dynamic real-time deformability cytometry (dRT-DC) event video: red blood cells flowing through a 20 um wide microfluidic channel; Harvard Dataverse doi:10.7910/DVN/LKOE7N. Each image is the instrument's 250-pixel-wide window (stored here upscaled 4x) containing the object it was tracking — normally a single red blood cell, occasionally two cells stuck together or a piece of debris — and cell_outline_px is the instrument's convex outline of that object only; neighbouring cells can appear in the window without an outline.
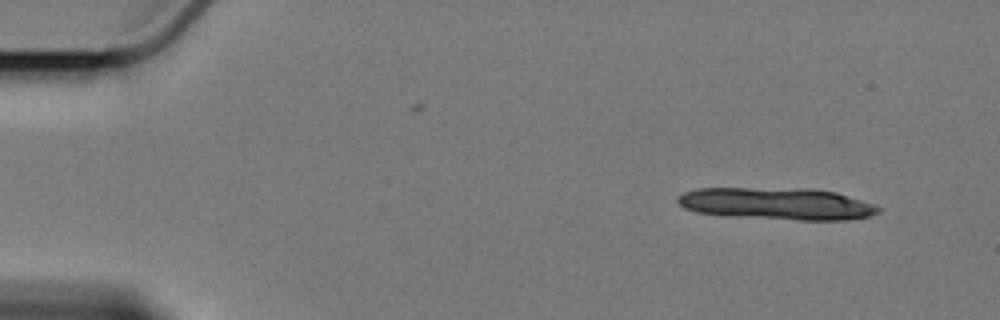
{"species": "Egyptian fruit bat (a non-hibernating species)", "species_latin": "Rousettus aegyptiacus", "temperature_condition": "cold", "stored_images_in_passage": 6, "camera_frame_rate_fps": 3000, "um_per_image_px": 0.085, "animal": {"sex": "female"}, "frame": {"image": 1, "passage_image": 1, "time_ms": 0.0, "image_size_px": [1000, 320], "cell_outline_px": [[880, 212], [872, 216], [844, 220], [800, 220], [724, 216], [696, 212], [684, 208], [676, 200], [676, 196], [684, 192], [700, 188], [804, 188], [836, 192], [872, 204], [880, 208]], "centroid_in_image_um": [65.99, 17.32], "position_along_channel_um": 19.0, "area_um2": 37.63}}
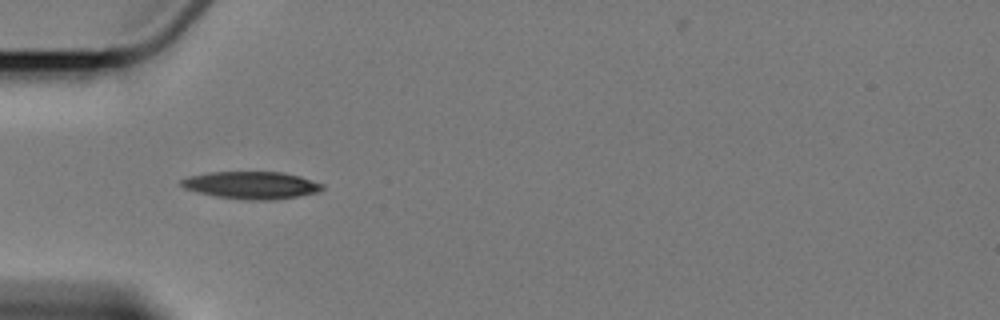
{"frame": {"image": 2, "passage_image": 5, "time_ms": 4.667, "image_size_px": [1000, 320], "cell_outline_px": [[324, 188], [320, 192], [272, 200], [248, 200], [216, 196], [196, 192], [184, 188], [180, 184], [180, 180], [188, 176], [208, 172], [284, 172], [300, 176], [324, 184]], "centroid_in_image_um": [21.37, 15.73], "position_along_channel_um": 63.6, "area_um2": 22.6}}
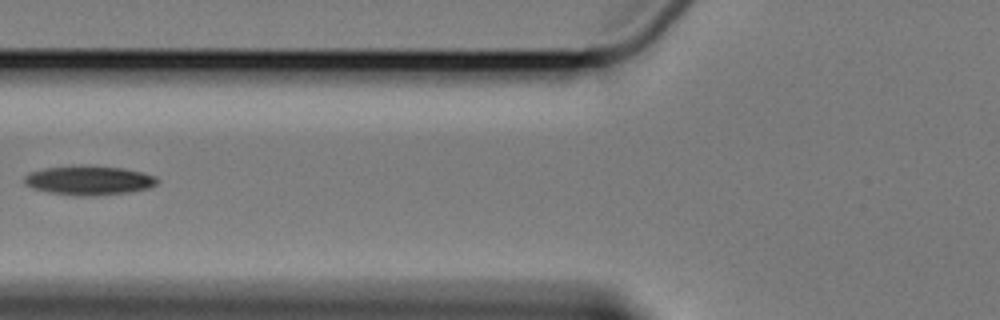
{"frame": {"image": 3, "passage_image": 6, "time_ms": 6.333, "image_size_px": [1000, 320], "cell_outline_px": [[160, 180], [156, 184], [148, 188], [132, 192], [96, 196], [72, 196], [48, 192], [32, 188], [24, 184], [24, 176], [32, 172], [44, 168], [120, 168], [144, 172], [156, 176]], "centroid_in_image_um": [7.6, 15.39], "position_along_channel_um": 118.2, "area_um2": 22.02}}